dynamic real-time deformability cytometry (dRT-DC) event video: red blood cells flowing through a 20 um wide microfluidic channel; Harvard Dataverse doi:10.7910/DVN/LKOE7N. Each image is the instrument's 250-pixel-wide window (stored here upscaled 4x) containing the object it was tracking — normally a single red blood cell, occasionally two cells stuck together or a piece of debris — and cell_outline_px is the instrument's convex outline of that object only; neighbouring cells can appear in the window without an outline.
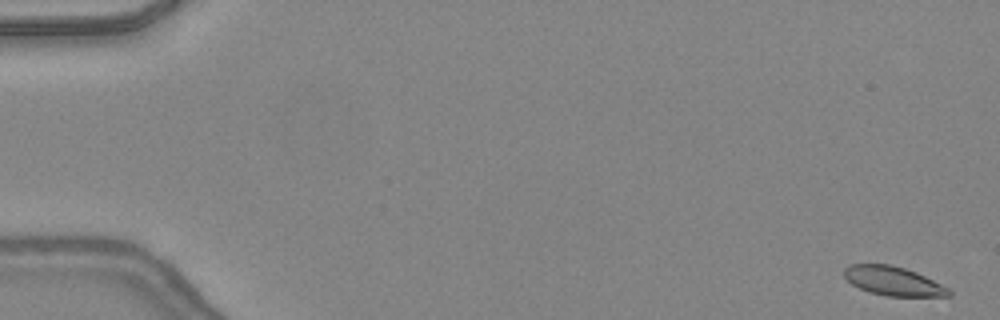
{"species": "common noctule bat (a hibernating species)", "species_latin": "Nyctalus noctula", "temperature_condition": "warm", "stored_images_in_passage": 22, "camera_frame_rate_fps": 3000, "um_per_image_px": 0.085, "animal": {"sex": "female", "body_mass_g": 24.6, "forearm_length_mm": 56.2}, "frame": {"image": 1, "passage_image": 1, "time_ms": 0.0, "image_size_px": [1000, 320], "cell_outline_px": [[952, 296], [884, 296], [868, 292], [852, 284], [844, 276], [844, 268], [848, 264], [892, 264], [916, 272], [948, 288], [952, 292]], "centroid_in_image_um": [75.9, 23.89], "position_along_channel_um": 9.1, "area_um2": 17.69}}
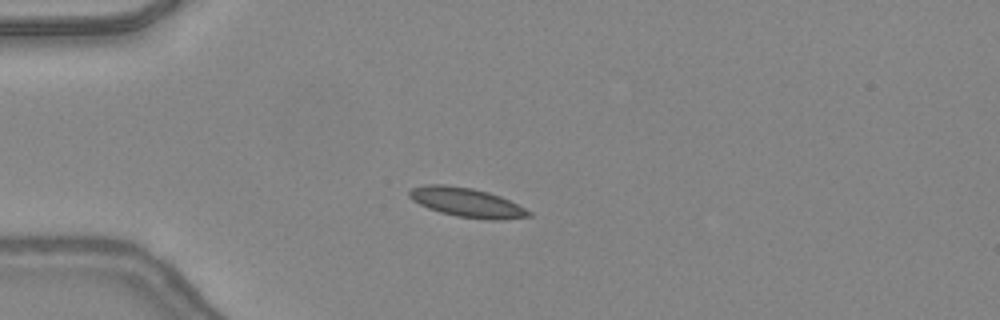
{"frame": {"image": 2, "passage_image": 13, "time_ms": 4.0, "image_size_px": [1000, 320], "cell_outline_px": [[532, 216], [500, 220], [492, 220], [456, 216], [440, 212], [428, 208], [412, 200], [408, 196], [408, 192], [412, 188], [424, 184], [444, 184], [472, 188], [488, 192], [500, 196], [532, 212]], "centroid_in_image_um": [39.65, 17.2], "position_along_channel_um": 45.4, "area_um2": 20.29}}
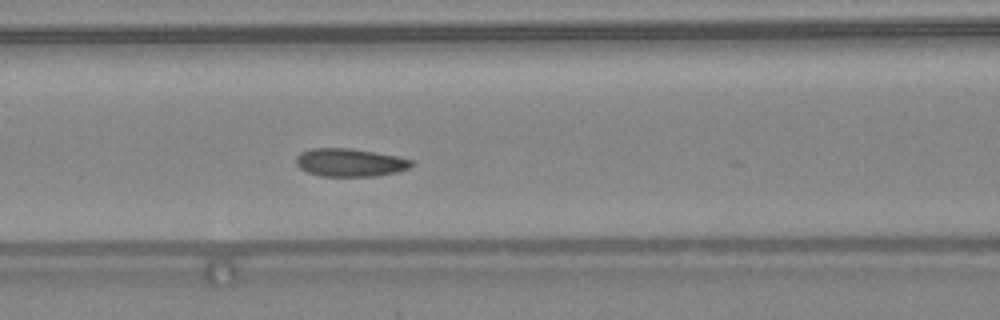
{"frame": {"image": 3, "passage_image": 21, "time_ms": 6.667, "image_size_px": [1000, 320], "cell_outline_px": [[416, 164], [408, 168], [396, 172], [376, 176], [320, 176], [308, 172], [300, 168], [296, 164], [296, 156], [300, 152], [312, 148], [352, 148], [396, 156], [412, 160]], "centroid_in_image_um": [29.74, 13.81], "position_along_channel_um": 136.9, "area_um2": 18.9}}